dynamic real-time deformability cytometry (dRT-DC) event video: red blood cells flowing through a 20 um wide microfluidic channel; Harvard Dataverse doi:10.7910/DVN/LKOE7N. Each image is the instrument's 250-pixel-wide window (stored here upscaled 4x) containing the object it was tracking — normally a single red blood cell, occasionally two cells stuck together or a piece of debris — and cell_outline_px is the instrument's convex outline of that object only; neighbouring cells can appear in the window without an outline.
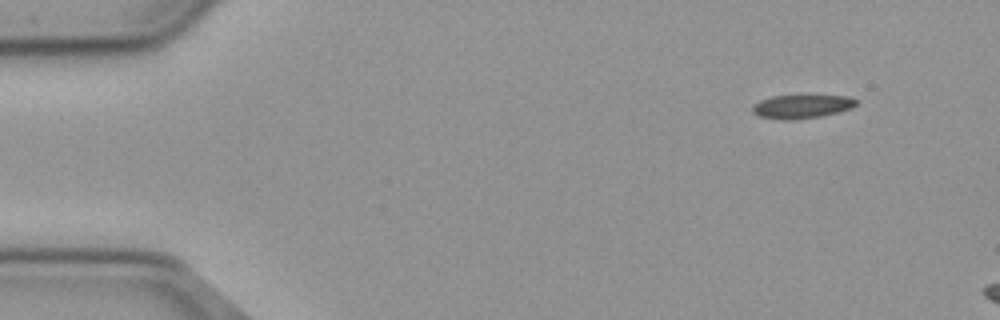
{"species": "common noctule bat (a hibernating species)", "species_latin": "Nyctalus noctula", "temperature_condition": "cold", "stored_images_in_passage": 7, "camera_frame_rate_fps": 3000, "um_per_image_px": 0.085, "animal": {"sex": "male", "body_mass_g": 23.1, "forearm_length_mm": 52.7}, "frame": {"image": 1, "passage_image": 1, "time_ms": 0.0, "image_size_px": [1000, 320], "cell_outline_px": [[856, 104], [852, 108], [820, 116], [792, 120], [784, 120], [760, 116], [752, 112], [752, 104], [760, 100], [772, 96], [800, 92], [844, 96], [856, 100]], "centroid_in_image_um": [68.11, 8.99], "position_along_channel_um": 16.9, "area_um2": 15.03}}